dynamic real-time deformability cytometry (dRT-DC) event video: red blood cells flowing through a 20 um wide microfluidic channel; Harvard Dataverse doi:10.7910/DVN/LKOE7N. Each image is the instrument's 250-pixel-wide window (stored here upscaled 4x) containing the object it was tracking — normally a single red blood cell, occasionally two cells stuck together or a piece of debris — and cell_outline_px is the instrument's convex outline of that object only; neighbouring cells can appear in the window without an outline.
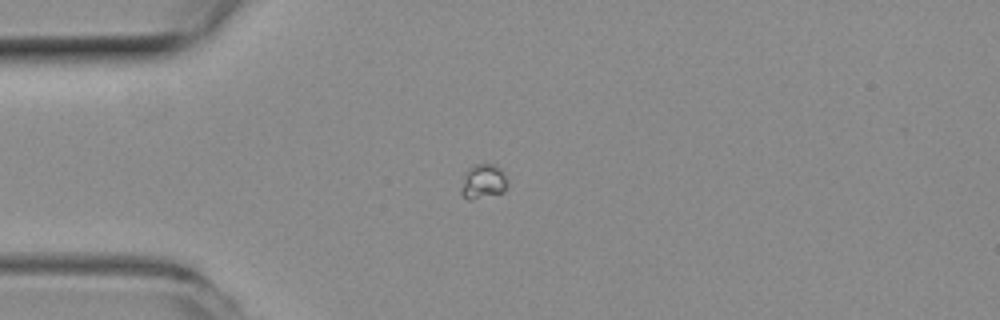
{"species": "common noctule bat (a hibernating species)", "species_latin": "Nyctalus noctula", "temperature_condition": "room temperature", "stored_images_in_passage": 5, "camera_frame_rate_fps": 3000, "um_per_image_px": 0.085, "animal": {"sex": "female", "body_mass_g": 19.3, "forearm_length_mm": 54.1}, "frame": {"image": 1, "passage_image": 2, "time_ms": 0.333, "image_size_px": [1000, 320], "cell_outline_px": [[508, 184], [504, 192], [472, 200], [468, 200], [460, 192], [460, 188], [464, 172], [472, 164], [488, 160], [496, 164], [500, 168], [508, 180]], "centroid_in_image_um": [41.06, 15.36], "position_along_channel_um": 43.9, "area_um2": 10.0}}